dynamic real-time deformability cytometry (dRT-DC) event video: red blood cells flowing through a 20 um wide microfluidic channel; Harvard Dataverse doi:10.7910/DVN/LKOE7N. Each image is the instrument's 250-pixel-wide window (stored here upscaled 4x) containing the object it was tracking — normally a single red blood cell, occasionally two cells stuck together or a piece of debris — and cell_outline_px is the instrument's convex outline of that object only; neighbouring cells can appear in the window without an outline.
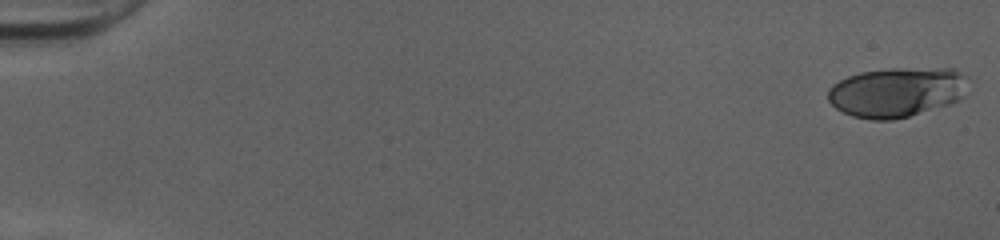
{"species": "human", "species_latin": "Homo sapiens", "temperature_condition": "cold", "stored_images_in_passage": 51, "camera_frame_rate_fps": 3000, "um_per_image_px": 0.085, "donor": {"sex": "female"}, "frame": {"image": 1, "passage_image": 1, "time_ms": 0.0, "image_size_px": [1000, 240], "cell_outline_px": [[960, 96], [956, 100], [948, 104], [908, 116], [892, 120], [872, 120], [852, 116], [836, 108], [828, 100], [828, 88], [832, 84], [848, 76], [860, 72], [892, 68], [956, 68], [960, 72]], "centroid_in_image_um": [76.08, 7.83], "position_along_channel_um": 8.9, "area_um2": 39.71}}
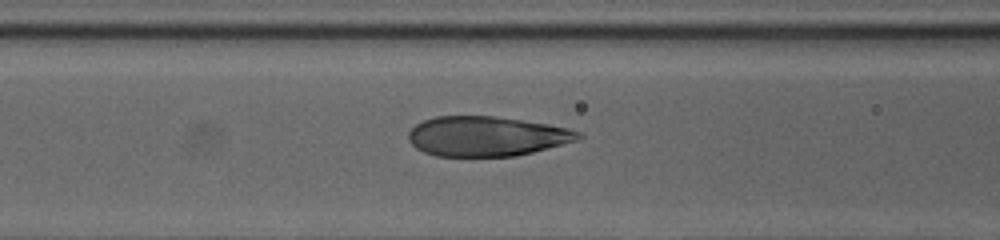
{"frame": {"image": 2, "passage_image": 22, "time_ms": 7.0, "image_size_px": [1000, 240], "cell_outline_px": [[584, 136], [580, 140], [516, 156], [436, 156], [424, 152], [416, 148], [408, 140], [408, 132], [416, 124], [424, 120], [436, 116], [492, 116], [548, 124], [568, 128], [580, 132]], "centroid_in_image_um": [41.37, 11.58], "position_along_channel_um": 125.2, "area_um2": 39.42}}
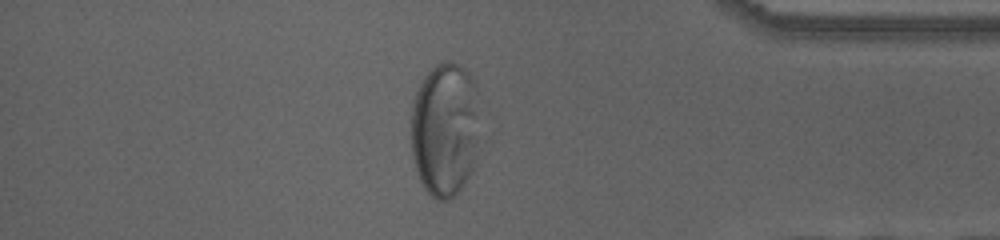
{"frame": {"image": 3, "passage_image": 44, "time_ms": 14.333, "image_size_px": [1000, 240], "cell_outline_px": [[476, 116], [472, 168], [464, 184], [448, 200], [436, 200], [424, 188], [420, 180], [412, 156], [412, 108], [416, 92], [424, 76], [436, 64], [444, 60], [448, 60], [460, 64], [468, 72], [476, 84]], "centroid_in_image_um": [37.76, 10.95], "position_along_channel_um": 397.4, "area_um2": 52.71}, "authors_computed_cell_mechanics": {"area_um2": 40.6912, "velocity_mm_per_s": 4.0214, "shape_relaxation_time_tau1_ms": 8.6285, "shape_relaxation_time_tau2_ms": null, "deformation_change_tau1": 0.3044, "deformation_change_tau2": null}}